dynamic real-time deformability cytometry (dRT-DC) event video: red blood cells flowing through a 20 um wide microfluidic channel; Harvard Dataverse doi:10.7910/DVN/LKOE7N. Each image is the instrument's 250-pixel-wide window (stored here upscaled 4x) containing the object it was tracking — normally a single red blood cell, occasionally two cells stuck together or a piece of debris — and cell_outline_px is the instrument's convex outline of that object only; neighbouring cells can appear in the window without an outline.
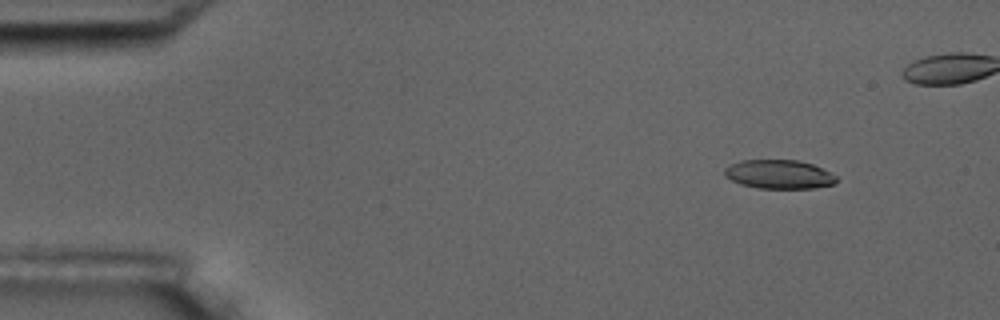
{"species": "common noctule bat (a hibernating species)", "species_latin": "Nyctalus noctula", "temperature_condition": "room temperature", "stored_images_in_passage": 4, "camera_frame_rate_fps": 3000, "um_per_image_px": 0.085, "animal": {"sex": "male", "body_mass_g": 17.5, "forearm_length_mm": 52.3}, "frame": {"image": 1, "passage_image": 1, "time_ms": 0.0, "image_size_px": [1000, 320], "cell_outline_px": [[840, 180], [836, 184], [812, 188], [756, 188], [740, 184], [724, 176], [724, 168], [740, 160], [796, 160], [812, 164], [836, 176]], "centroid_in_image_um": [66.21, 14.82], "position_along_channel_um": 18.8, "area_um2": 18.84}}